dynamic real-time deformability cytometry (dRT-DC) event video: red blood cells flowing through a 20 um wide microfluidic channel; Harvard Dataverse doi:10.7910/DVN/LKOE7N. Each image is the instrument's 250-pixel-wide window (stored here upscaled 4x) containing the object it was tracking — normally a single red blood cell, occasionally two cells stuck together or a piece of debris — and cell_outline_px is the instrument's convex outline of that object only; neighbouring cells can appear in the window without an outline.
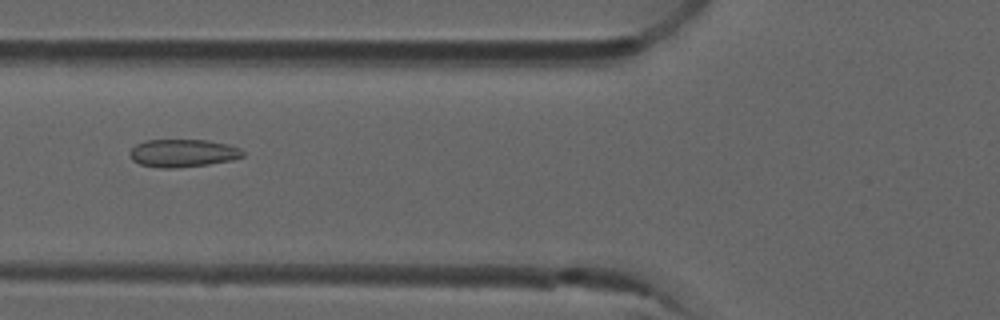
{"species": "common noctule bat (a hibernating species)", "species_latin": "Nyctalus noctula", "temperature_condition": "room temperature", "stored_images_in_passage": 9, "camera_frame_rate_fps": 3000, "um_per_image_px": 0.085, "animal": {"sex": "male", "forearm_length_mm": 52.5}, "frame": {"image": 1, "passage_image": 6, "time_ms": 1.667, "image_size_px": [1000, 320], "cell_outline_px": [[244, 156], [232, 160], [208, 164], [176, 168], [160, 168], [140, 164], [132, 160], [128, 156], [128, 152], [136, 144], [144, 140], [208, 140], [228, 144], [240, 148], [244, 152]], "centroid_in_image_um": [15.52, 13.01], "position_along_channel_um": 110.3, "area_um2": 18.5}}
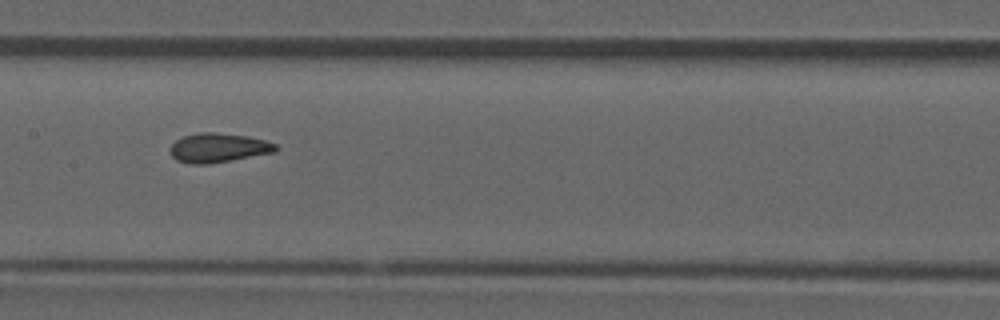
{"frame": {"image": 2, "passage_image": 8, "time_ms": 2.333, "image_size_px": [1000, 320], "cell_outline_px": [[280, 148], [276, 152], [208, 164], [188, 164], [176, 160], [172, 156], [168, 148], [176, 140], [184, 136], [200, 132], [212, 132], [248, 136], [264, 140], [276, 144]], "centroid_in_image_um": [18.55, 12.57], "position_along_channel_um": 188.9, "area_um2": 18.09}}
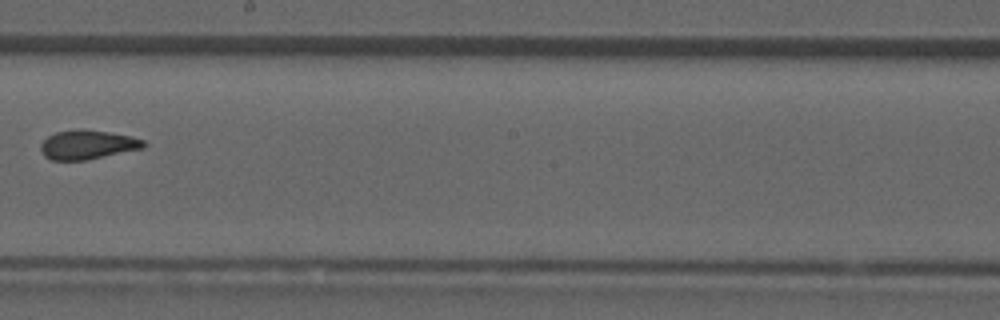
{"frame": {"image": 3, "passage_image": 9, "time_ms": 2.667, "image_size_px": [1000, 320], "cell_outline_px": [[148, 144], [144, 148], [84, 160], [52, 160], [44, 156], [40, 148], [40, 144], [48, 136], [56, 132], [84, 128], [132, 136], [144, 140]], "centroid_in_image_um": [7.45, 12.29], "position_along_channel_um": 240.7, "area_um2": 17.51}}